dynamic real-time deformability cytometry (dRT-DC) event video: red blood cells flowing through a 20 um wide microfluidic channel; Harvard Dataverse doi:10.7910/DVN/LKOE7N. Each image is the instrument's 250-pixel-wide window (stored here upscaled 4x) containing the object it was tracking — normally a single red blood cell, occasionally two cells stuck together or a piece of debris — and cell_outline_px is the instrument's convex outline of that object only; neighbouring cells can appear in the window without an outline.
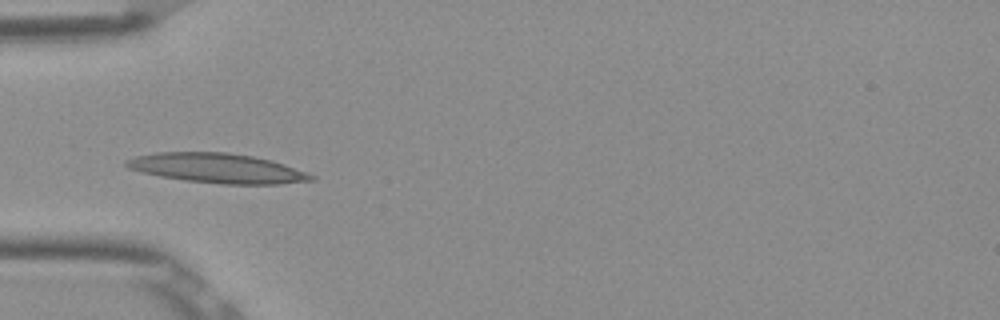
{"species": "Egyptian fruit bat (a non-hibernating species)", "species_latin": "Rousettus aegyptiacus", "temperature_condition": "room temperature", "stored_images_in_passage": 7, "camera_frame_rate_fps": 3000, "um_per_image_px": 0.085, "frame": {"image": 1, "passage_image": 4, "time_ms": 1.0, "image_size_px": [1000, 320], "cell_outline_px": [[316, 180], [280, 184], [220, 184], [184, 180], [160, 176], [140, 172], [128, 168], [124, 164], [124, 160], [136, 156], [156, 152], [228, 152], [252, 156], [272, 160], [284, 164], [316, 176]], "centroid_in_image_um": [18.46, 14.29], "position_along_channel_um": 66.5, "area_um2": 32.08}}
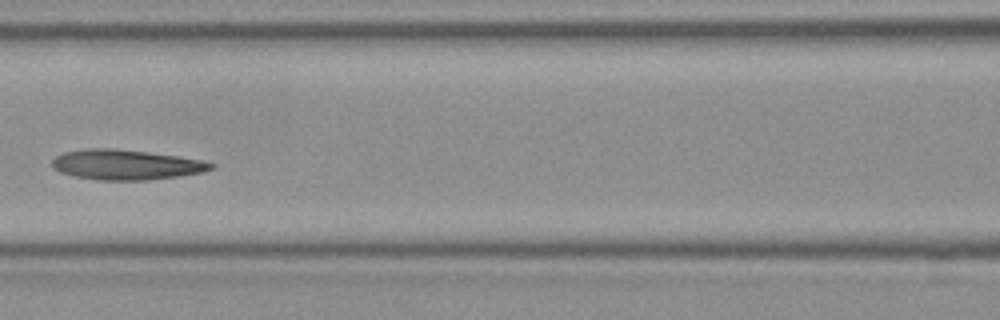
{"frame": {"image": 2, "passage_image": 6, "time_ms": 1.667, "image_size_px": [1000, 320], "cell_outline_px": [[216, 168], [204, 172], [180, 176], [148, 180], [100, 180], [76, 176], [60, 172], [52, 168], [52, 160], [56, 156], [64, 152], [84, 148], [112, 148], [148, 152], [204, 160], [216, 164]], "centroid_in_image_um": [10.74, 13.99], "position_along_channel_um": 155.9, "area_um2": 28.03}}
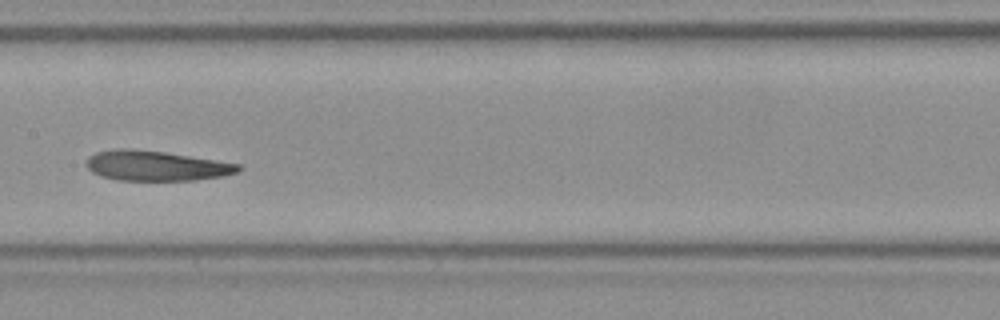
{"frame": {"image": 3, "passage_image": 7, "time_ms": 2.0, "image_size_px": [1000, 320], "cell_outline_px": [[244, 168], [236, 172], [220, 176], [196, 180], [116, 180], [100, 176], [92, 172], [84, 164], [88, 156], [96, 152], [112, 148], [132, 148], [164, 152], [240, 164]], "centroid_in_image_um": [13.19, 14.08], "position_along_channel_um": 194.2, "area_um2": 26.7}}